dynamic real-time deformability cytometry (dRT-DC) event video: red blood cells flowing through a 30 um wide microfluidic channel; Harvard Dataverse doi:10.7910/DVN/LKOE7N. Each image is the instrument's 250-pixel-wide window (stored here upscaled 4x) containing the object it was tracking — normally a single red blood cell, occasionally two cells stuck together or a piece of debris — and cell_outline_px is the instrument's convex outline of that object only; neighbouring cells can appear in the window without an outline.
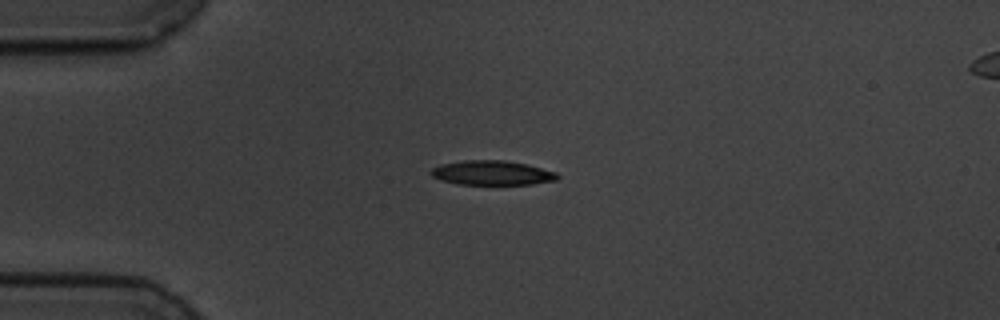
{"species": "common noctule bat (a hibernating species)", "species_latin": "Nyctalus noctula", "temperature_condition": "cold", "stored_images_in_passage": 44, "camera_frame_rate_fps": 3000, "um_per_image_px": 0.085, "animal": {"sex": "male", "body_mass_g": 19.5, "forearm_length_mm": 54.6}, "frame": {"image": 1, "passage_image": 1, "time_ms": 0.0, "image_size_px": [1000, 320], "cell_outline_px": [[560, 176], [556, 180], [532, 184], [456, 184], [440, 180], [432, 176], [428, 172], [432, 168], [440, 164], [464, 160], [504, 160], [524, 164], [556, 172]], "centroid_in_image_um": [41.76, 14.69], "position_along_channel_um": 43.2, "area_um2": 17.98}}
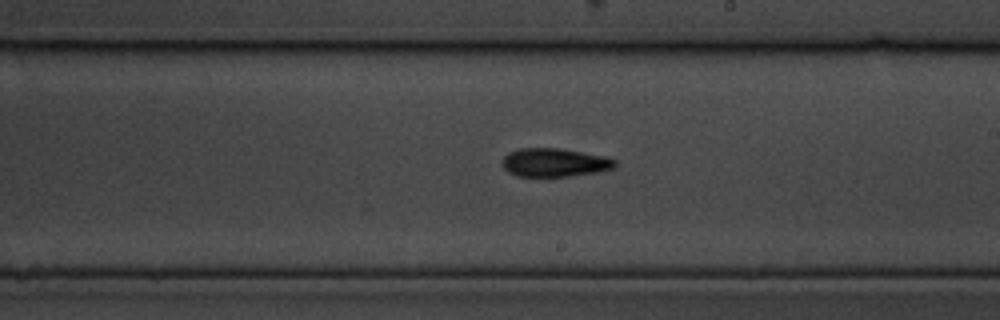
{"frame": {"image": 2, "passage_image": 20, "time_ms": 6.333, "image_size_px": [1000, 320], "cell_outline_px": [[616, 164], [612, 168], [596, 172], [572, 176], [516, 176], [508, 172], [500, 164], [500, 160], [508, 152], [520, 148], [560, 148], [608, 156], [616, 160]], "centroid_in_image_um": [47.1, 13.8], "position_along_channel_um": 241.9, "area_um2": 18.96}}
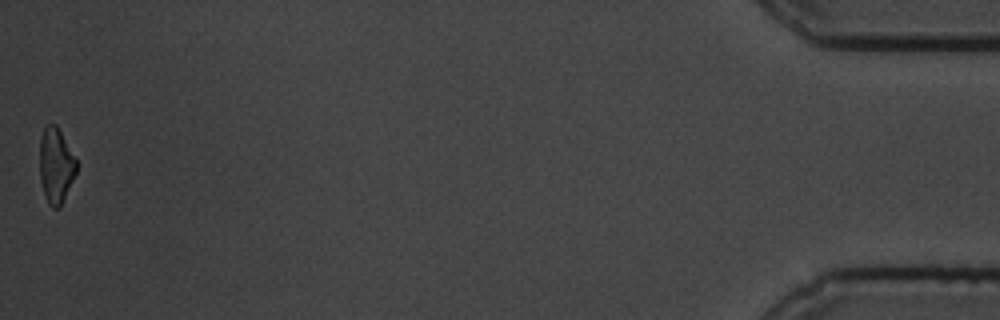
{"frame": {"image": 3, "passage_image": 44, "time_ms": 14.333, "image_size_px": [1000, 320], "cell_outline_px": [[76, 172], [60, 208], [52, 208], [48, 204], [40, 180], [40, 136], [44, 128], [48, 124], [56, 124], [76, 160]], "centroid_in_image_um": [4.73, 14.08], "position_along_channel_um": 430.5, "area_um2": 15.9}, "authors_computed_cell_mechanics": {"area_um2": 18.0914, "velocity_mm_per_s": 3.5095, "shape_relaxation_time_tau1_ms": 3.1233, "shape_relaxation_time_tau2_ms": null, "deformation_change_tau1": 0.1653, "deformation_change_tau2": null}}